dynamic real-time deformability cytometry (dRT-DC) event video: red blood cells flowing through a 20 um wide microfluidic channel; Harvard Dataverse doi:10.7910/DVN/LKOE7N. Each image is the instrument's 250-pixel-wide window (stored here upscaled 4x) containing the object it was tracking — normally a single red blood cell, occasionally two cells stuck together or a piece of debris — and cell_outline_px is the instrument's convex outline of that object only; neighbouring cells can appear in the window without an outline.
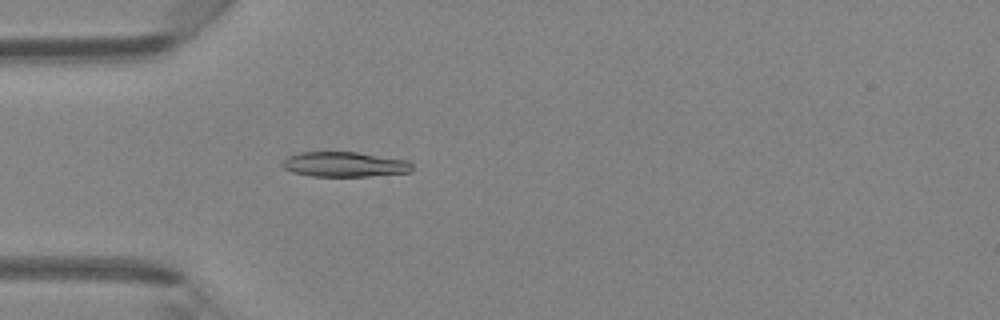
{"species": "Egyptian fruit bat (a non-hibernating species)", "species_latin": "Rousettus aegyptiacus", "temperature_condition": "room temperature", "stored_images_in_passage": 38, "camera_frame_rate_fps": 3000, "um_per_image_px": 0.085, "animal": {"sex": "female"}, "frame": {"image": 1, "passage_image": 5, "time_ms": 1.333, "image_size_px": [1000, 320], "cell_outline_px": [[412, 172], [368, 176], [312, 176], [292, 172], [284, 168], [280, 164], [288, 156], [300, 152], [356, 152], [408, 160], [412, 164]], "centroid_in_image_um": [29.29, 13.97], "position_along_channel_um": 55.7, "area_um2": 18.9}}
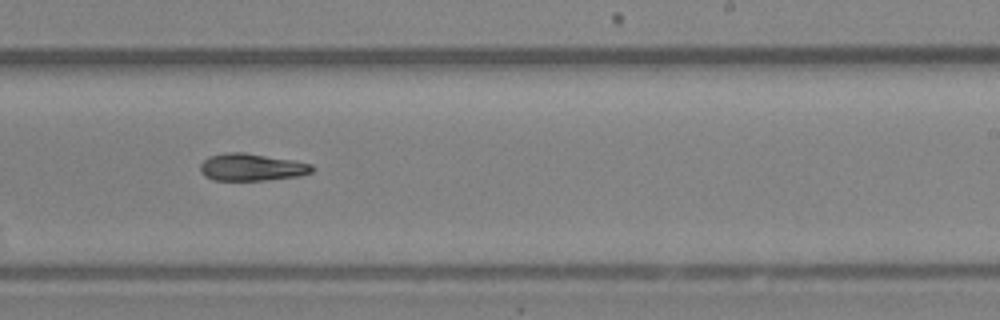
{"frame": {"image": 2, "passage_image": 20, "time_ms": 6.333, "image_size_px": [1000, 320], "cell_outline_px": [[316, 168], [312, 172], [296, 176], [268, 180], [212, 180], [204, 176], [200, 172], [200, 164], [208, 156], [224, 152], [244, 152], [292, 160], [312, 164]], "centroid_in_image_um": [21.35, 14.21], "position_along_channel_um": 267.6, "area_um2": 17.86}}
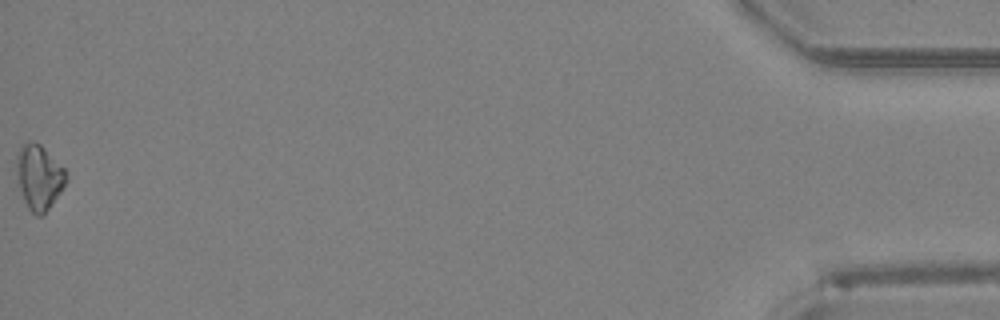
{"frame": {"image": 3, "passage_image": 38, "time_ms": 12.333, "image_size_px": [1000, 320], "cell_outline_px": [[68, 180], [60, 192], [48, 208], [40, 216], [36, 216], [28, 208], [24, 200], [20, 188], [16, 164], [16, 156], [20, 148], [28, 140], [32, 140], [40, 144], [64, 168], [68, 176]], "centroid_in_image_um": [3.32, 15.03], "position_along_channel_um": 431.9, "area_um2": 18.44}, "authors_computed_cell_mechanics": {"area_um2": 17.8024, "velocity_mm_per_s": 4.3658, "shape_relaxation_time_tau1_ms": 7.0726, "shape_relaxation_time_tau2_ms": null, "deformation_change_tau1": 0.1542, "deformation_change_tau2": null}}